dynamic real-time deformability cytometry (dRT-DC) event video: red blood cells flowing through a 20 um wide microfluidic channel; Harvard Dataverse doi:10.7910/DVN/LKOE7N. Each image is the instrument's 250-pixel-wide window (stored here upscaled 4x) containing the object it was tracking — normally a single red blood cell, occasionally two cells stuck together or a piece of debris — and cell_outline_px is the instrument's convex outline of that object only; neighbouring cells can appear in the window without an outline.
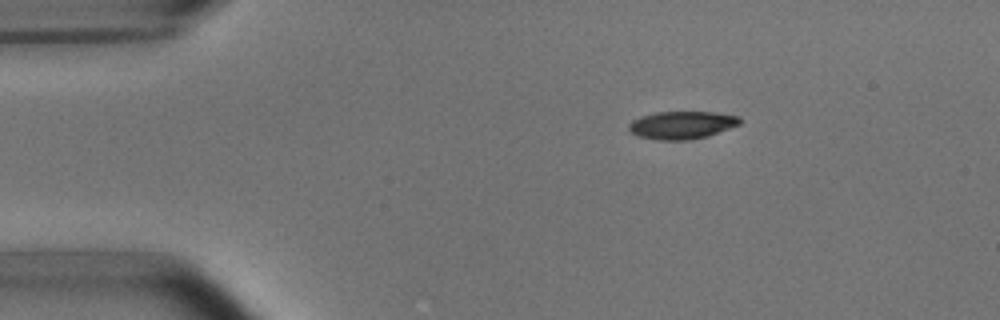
{"species": "common noctule bat (a hibernating species)", "species_latin": "Nyctalus noctula", "temperature_condition": "room temperature", "stored_images_in_passage": 3, "camera_frame_rate_fps": 3000, "um_per_image_px": 0.085, "animal": {"sex": "male", "body_mass_g": 15.6}, "frame": {"image": 1, "passage_image": 1, "time_ms": 0.0, "image_size_px": [1000, 320], "cell_outline_px": [[740, 124], [708, 136], [688, 140], [656, 140], [640, 136], [632, 132], [628, 128], [628, 124], [632, 120], [640, 116], [656, 112], [712, 112], [740, 116]], "centroid_in_image_um": [57.95, 10.62], "position_along_channel_um": 27.1, "area_um2": 17.92}}
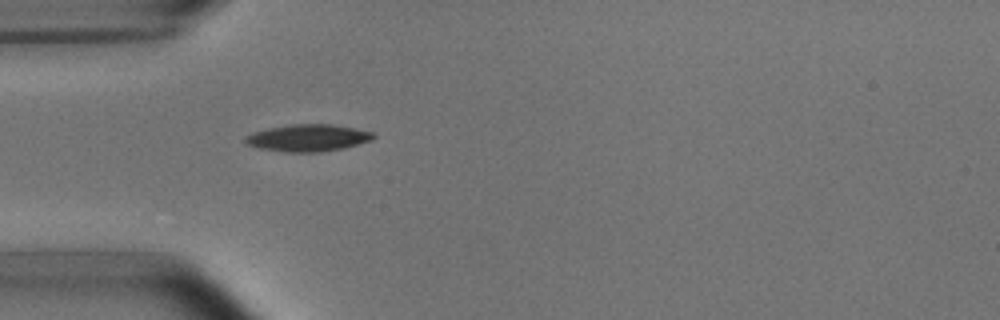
{"frame": {"image": 2, "passage_image": 3, "time_ms": 2.333, "image_size_px": [1000, 320], "cell_outline_px": [[376, 136], [372, 140], [344, 148], [320, 152], [284, 152], [260, 148], [244, 144], [244, 136], [252, 132], [268, 128], [292, 124], [332, 124], [372, 132]], "centroid_in_image_um": [26.13, 11.72], "position_along_channel_um": 58.9, "area_um2": 20.23}}